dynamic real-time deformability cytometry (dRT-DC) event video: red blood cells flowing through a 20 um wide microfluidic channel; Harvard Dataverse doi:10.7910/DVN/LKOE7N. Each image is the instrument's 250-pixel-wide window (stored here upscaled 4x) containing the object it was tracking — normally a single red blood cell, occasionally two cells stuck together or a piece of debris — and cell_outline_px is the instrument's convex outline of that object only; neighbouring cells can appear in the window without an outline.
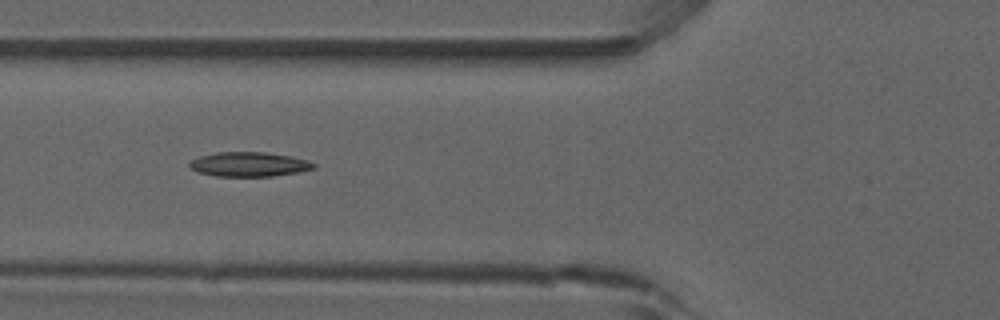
{"species": "common noctule bat (a hibernating species)", "species_latin": "Nyctalus noctula", "temperature_condition": "room temperature", "stored_images_in_passage": 40, "camera_frame_rate_fps": 3000, "um_per_image_px": 0.085, "animal": {"sex": "male", "forearm_length_mm": 52.5}, "frame": {"image": 1, "passage_image": 7, "time_ms": 2.0, "image_size_px": [1000, 320], "cell_outline_px": [[316, 168], [300, 172], [272, 176], [216, 176], [200, 172], [192, 168], [188, 164], [192, 160], [200, 156], [216, 152], [264, 152], [292, 156], [308, 160], [316, 164]], "centroid_in_image_um": [21.23, 13.96], "position_along_channel_um": 104.6, "area_um2": 17.69}, "authors_computed_cell_mechanics": {"area_um2": 17.0221, "velocity_mm_per_s": 3.9179, "shape_relaxation_time_tau1_ms": null, "shape_relaxation_time_tau2_ms": 6.3142, "deformation_change_tau1": null, "deformation_change_tau2": 0.1501}}